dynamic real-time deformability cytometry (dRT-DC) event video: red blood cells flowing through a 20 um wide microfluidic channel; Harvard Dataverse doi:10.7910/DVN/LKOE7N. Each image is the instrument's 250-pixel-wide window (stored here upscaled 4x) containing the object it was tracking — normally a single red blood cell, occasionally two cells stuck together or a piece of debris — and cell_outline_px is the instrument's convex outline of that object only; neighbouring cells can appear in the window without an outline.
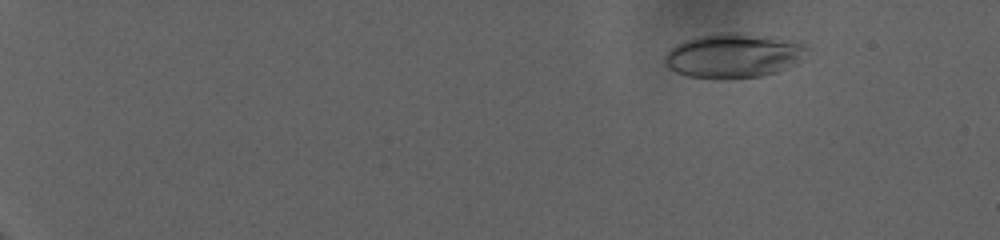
{"species": "human", "species_latin": "Homo sapiens", "temperature_condition": "warm", "stored_images_in_passage": 84, "camera_frame_rate_fps": 3000, "um_per_image_px": 0.085, "donor": {"sex": "female"}, "frame": {"image": 1, "passage_image": 13, "time_ms": 4.0, "image_size_px": [1000, 240], "cell_outline_px": [[808, 48], [804, 60], [796, 64], [776, 72], [760, 76], [724, 80], [716, 80], [688, 76], [676, 72], [664, 60], [664, 56], [676, 44], [684, 40], [696, 36], [724, 32], [740, 32], [800, 40]], "centroid_in_image_um": [62.42, 4.72], "position_along_channel_um": 22.6, "area_um2": 37.57}}
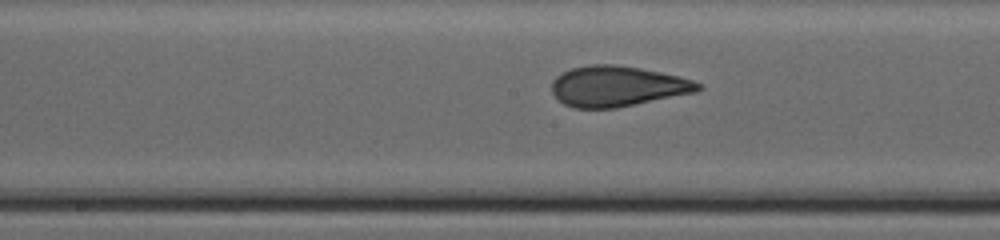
{"frame": {"image": 2, "passage_image": 51, "time_ms": 16.667, "image_size_px": [1000, 240], "cell_outline_px": [[704, 88], [696, 92], [616, 108], [576, 108], [564, 104], [552, 92], [552, 80], [556, 76], [572, 68], [588, 64], [616, 64], [640, 68], [660, 72], [692, 80], [704, 84]], "centroid_in_image_um": [52.49, 7.33], "position_along_channel_um": 195.7, "area_um2": 34.51}}
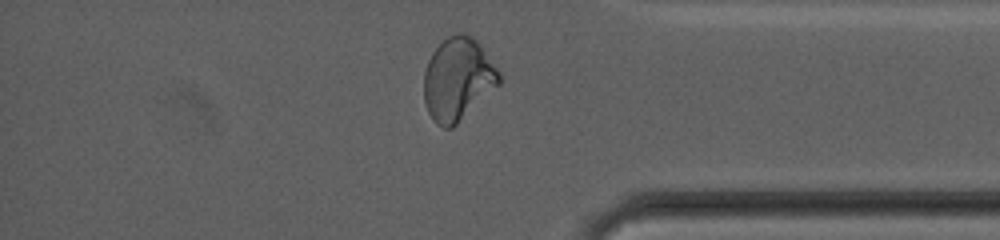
{"frame": {"image": 3, "passage_image": 74, "time_ms": 24.333, "image_size_px": [1000, 240], "cell_outline_px": [[500, 84], [452, 128], [444, 128], [436, 124], [432, 120], [428, 112], [424, 100], [424, 72], [428, 60], [432, 52], [448, 36], [460, 32], [464, 32], [472, 36], [480, 44], [500, 72]], "centroid_in_image_um": [38.91, 6.72], "position_along_channel_um": 396.3, "area_um2": 36.24}}